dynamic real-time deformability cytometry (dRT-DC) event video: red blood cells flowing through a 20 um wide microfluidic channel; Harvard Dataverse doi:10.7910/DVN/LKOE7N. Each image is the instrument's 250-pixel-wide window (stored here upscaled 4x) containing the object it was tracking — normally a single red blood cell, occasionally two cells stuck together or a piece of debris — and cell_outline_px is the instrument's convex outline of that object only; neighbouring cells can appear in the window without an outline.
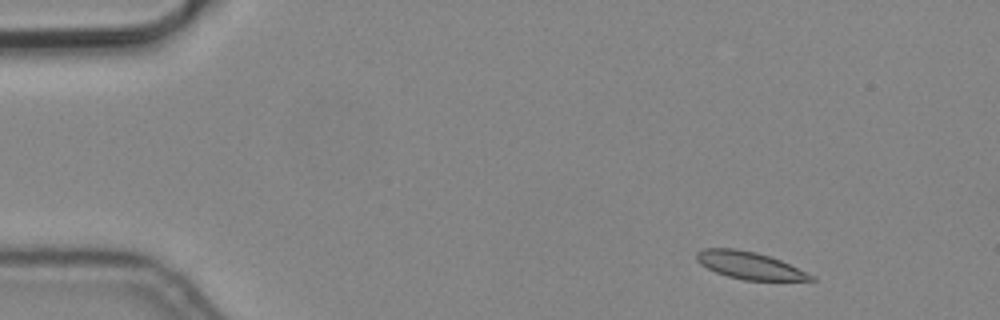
{"species": "common noctule bat (a hibernating species)", "species_latin": "Nyctalus noctula", "temperature_condition": "cold", "stored_images_in_passage": 5, "camera_frame_rate_fps": 3000, "um_per_image_px": 0.085, "animal": {"sex": "male", "body_mass_g": 19.2, "forearm_length_mm": 51.8}, "frame": {"image": 1, "passage_image": 1, "time_ms": 0.0, "image_size_px": [1000, 320], "cell_outline_px": [[816, 280], [744, 280], [728, 276], [716, 272], [700, 264], [696, 260], [696, 252], [704, 248], [736, 248], [756, 252], [780, 260], [816, 276]], "centroid_in_image_um": [63.69, 22.55], "position_along_channel_um": 21.3, "area_um2": 18.09}}
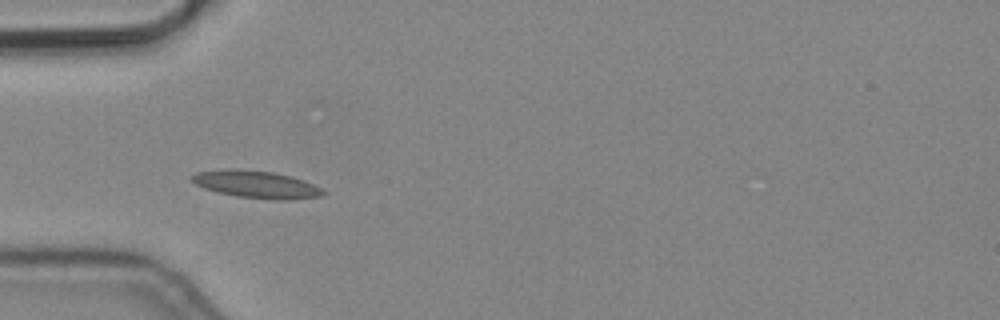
{"frame": {"image": 2, "passage_image": 4, "time_ms": 1.0, "image_size_px": [1000, 320], "cell_outline_px": [[328, 192], [324, 196], [292, 200], [276, 200], [240, 196], [216, 192], [204, 188], [188, 180], [188, 176], [196, 172], [272, 172], [292, 176], [304, 180]], "centroid_in_image_um": [21.89, 15.74], "position_along_channel_um": 63.1, "area_um2": 20.06}}